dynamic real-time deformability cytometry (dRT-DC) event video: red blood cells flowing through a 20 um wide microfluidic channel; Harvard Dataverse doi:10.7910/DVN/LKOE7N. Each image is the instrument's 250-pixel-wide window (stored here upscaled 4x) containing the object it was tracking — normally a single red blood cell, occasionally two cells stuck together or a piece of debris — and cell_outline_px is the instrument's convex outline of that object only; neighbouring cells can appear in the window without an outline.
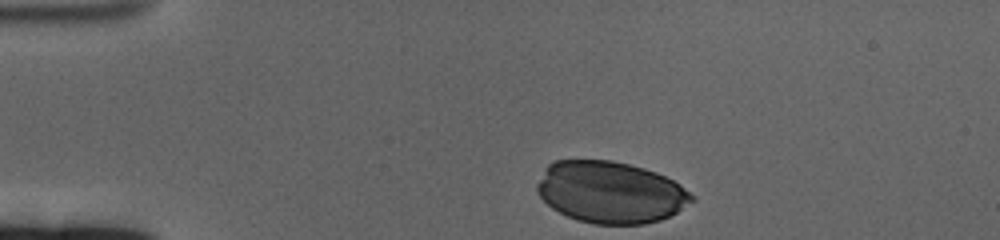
{"species": "human", "species_latin": "Homo sapiens", "temperature_condition": "cold", "stored_images_in_passage": 39, "camera_frame_rate_fps": 3000, "um_per_image_px": 0.085, "donor": {"sex": "female"}, "frame": {"image": 1, "passage_image": 1, "time_ms": 0.0, "image_size_px": [1000, 240], "cell_outline_px": [[696, 200], [676, 212], [660, 220], [644, 224], [596, 224], [576, 220], [552, 208], [540, 196], [536, 188], [536, 184], [548, 164], [552, 160], [612, 160], [644, 168], [656, 172], [680, 184]], "centroid_in_image_um": [51.87, 16.33], "position_along_channel_um": 33.1, "area_um2": 55.49}}
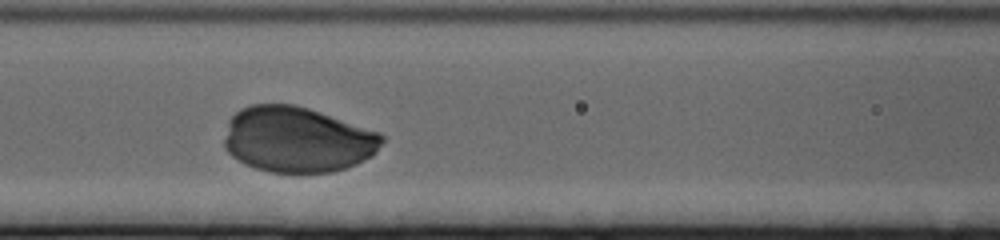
{"frame": {"image": 2, "passage_image": 16, "time_ms": 5.0, "image_size_px": [1000, 240], "cell_outline_px": [[384, 140], [376, 152], [372, 156], [356, 164], [332, 172], [272, 172], [256, 168], [244, 164], [232, 156], [224, 148], [224, 140], [228, 120], [240, 108], [252, 104], [296, 104], [380, 132], [384, 136]], "centroid_in_image_um": [25.26, 11.85], "position_along_channel_um": 141.3, "area_um2": 60.4}}